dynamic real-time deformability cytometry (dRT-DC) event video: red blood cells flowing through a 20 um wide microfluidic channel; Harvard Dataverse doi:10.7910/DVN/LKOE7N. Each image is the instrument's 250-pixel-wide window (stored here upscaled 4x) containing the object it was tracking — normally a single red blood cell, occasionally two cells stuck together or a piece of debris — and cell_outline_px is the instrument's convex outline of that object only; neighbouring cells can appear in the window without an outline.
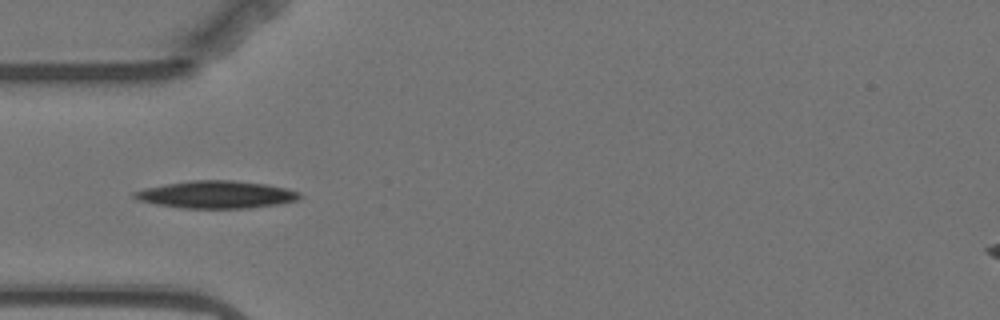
{"species": "Egyptian fruit bat (a non-hibernating species)", "species_latin": "Rousettus aegyptiacus", "temperature_condition": "warm", "stored_images_in_passage": 7, "camera_frame_rate_fps": 3000, "um_per_image_px": 0.085, "animal": {"sex": "female"}, "frame": {"image": 1, "passage_image": 4, "time_ms": 3.667, "image_size_px": [1000, 320], "cell_outline_px": [[300, 196], [296, 200], [276, 204], [248, 208], [180, 208], [156, 204], [140, 200], [132, 196], [132, 192], [144, 188], [164, 184], [192, 180], [232, 180], [268, 184], [288, 188], [300, 192]], "centroid_in_image_um": [18.37, 16.53], "position_along_channel_um": 66.6, "area_um2": 26.41}}
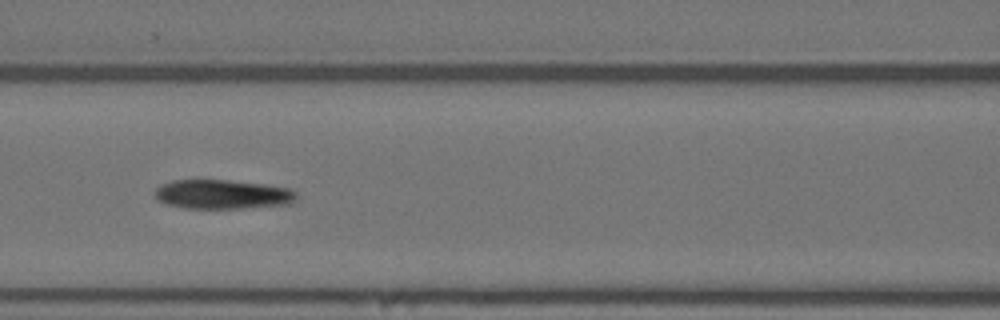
{"frame": {"image": 2, "passage_image": 6, "time_ms": 6.0, "image_size_px": [1000, 320], "cell_outline_px": [[296, 200], [288, 204], [240, 208], [184, 208], [168, 204], [160, 200], [156, 196], [156, 188], [160, 184], [172, 180], [228, 180], [260, 184], [288, 188], [296, 192]], "centroid_in_image_um": [18.9, 16.51], "position_along_channel_um": 147.7, "area_um2": 23.81}}
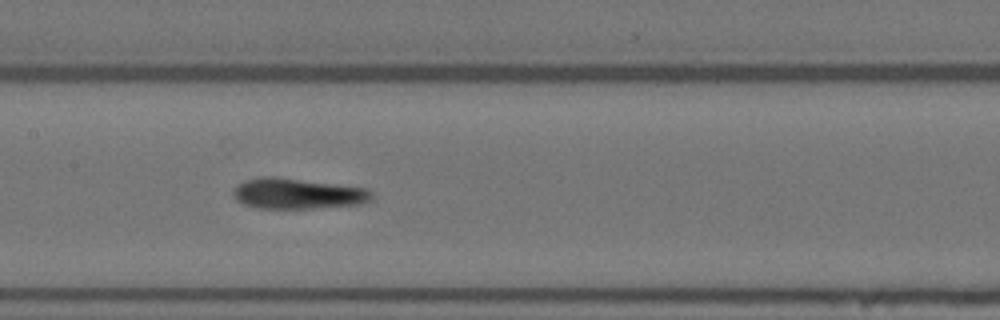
{"frame": {"image": 3, "passage_image": 7, "time_ms": 7.0, "image_size_px": [1000, 320], "cell_outline_px": [[372, 200], [360, 204], [312, 208], [256, 208], [244, 204], [236, 200], [232, 192], [236, 184], [244, 180], [264, 176], [276, 176], [364, 188], [372, 192]], "centroid_in_image_um": [25.24, 16.45], "position_along_channel_um": 182.2, "area_um2": 24.68}}